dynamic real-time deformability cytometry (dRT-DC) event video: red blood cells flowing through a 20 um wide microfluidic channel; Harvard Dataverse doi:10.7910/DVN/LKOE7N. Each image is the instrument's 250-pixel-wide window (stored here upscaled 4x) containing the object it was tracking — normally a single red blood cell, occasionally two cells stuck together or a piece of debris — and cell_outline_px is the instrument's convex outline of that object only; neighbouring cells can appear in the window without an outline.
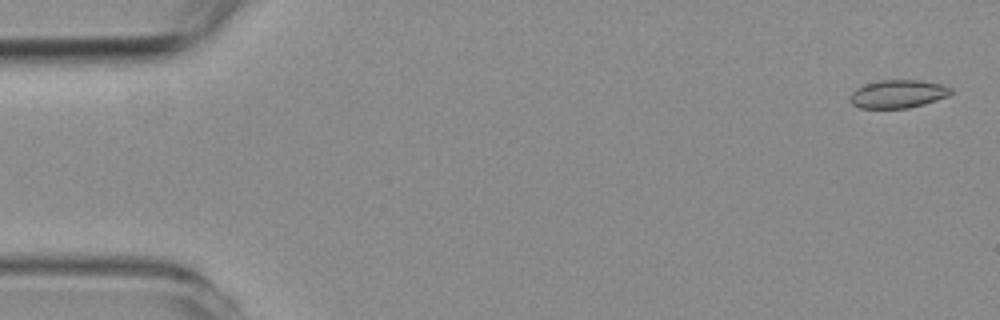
{"species": "common noctule bat (a hibernating species)", "species_latin": "Nyctalus noctula", "temperature_condition": "room temperature", "stored_images_in_passage": 51, "camera_frame_rate_fps": 3000, "um_per_image_px": 0.085, "animal": {"sex": "female", "body_mass_g": 19.3, "forearm_length_mm": 54.1}, "frame": {"image": 1, "passage_image": 2, "time_ms": 0.333, "image_size_px": [1000, 320], "cell_outline_px": [[952, 92], [948, 96], [924, 104], [908, 108], [860, 108], [852, 104], [848, 100], [848, 96], [856, 88], [864, 84], [876, 80], [920, 80], [940, 84], [952, 88]], "centroid_in_image_um": [76.28, 7.98], "position_along_channel_um": 8.7, "area_um2": 16.7}}
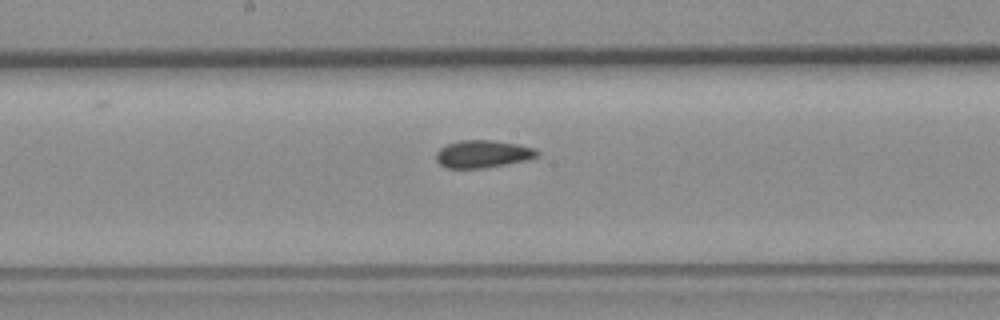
{"frame": {"image": 2, "passage_image": 30, "time_ms": 9.667, "image_size_px": [1000, 320], "cell_outline_px": [[540, 152], [536, 156], [528, 160], [484, 168], [448, 168], [440, 164], [436, 160], [436, 152], [440, 148], [448, 144], [460, 140], [492, 140], [516, 144], [536, 148]], "centroid_in_image_um": [41.04, 13.09], "position_along_channel_um": 207.2, "area_um2": 16.18}}
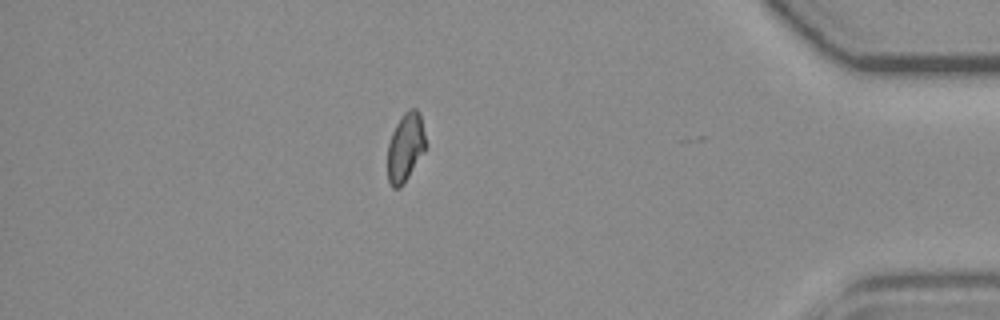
{"frame": {"image": 3, "passage_image": 50, "time_ms": 16.333, "image_size_px": [1000, 320], "cell_outline_px": [[428, 144], [424, 152], [404, 184], [400, 188], [392, 188], [388, 180], [388, 144], [392, 132], [396, 124], [404, 112], [408, 108], [416, 108], [420, 112]], "centroid_in_image_um": [34.49, 12.5], "position_along_channel_um": 400.7, "area_um2": 15.61}, "authors_computed_cell_mechanics": {"area_um2": 16.2996, "velocity_mm_per_s": 3.567, "shape_relaxation_time_tau1_ms": null, "shape_relaxation_time_tau2_ms": 2.2043, "deformation_change_tau1": null, "deformation_change_tau2": 0.0703}}